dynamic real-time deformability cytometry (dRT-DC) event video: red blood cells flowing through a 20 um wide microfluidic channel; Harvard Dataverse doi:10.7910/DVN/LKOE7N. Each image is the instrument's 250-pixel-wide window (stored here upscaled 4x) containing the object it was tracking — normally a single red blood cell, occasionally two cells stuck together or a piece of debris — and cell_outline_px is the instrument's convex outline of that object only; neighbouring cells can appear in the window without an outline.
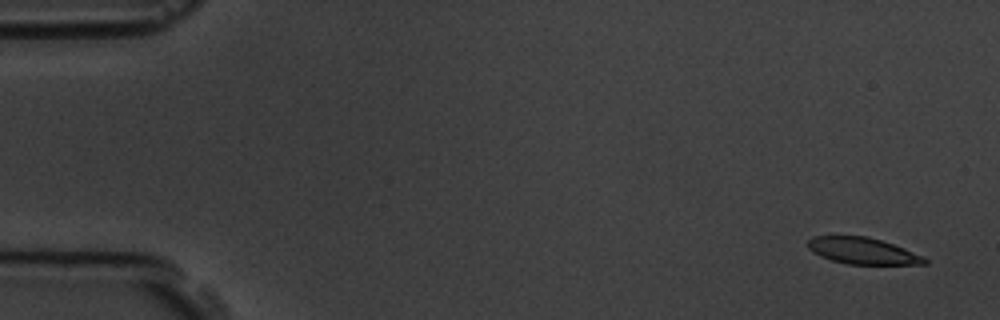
{"species": "common noctule bat (a hibernating species)", "species_latin": "Nyctalus noctula", "temperature_condition": "room temperature", "stored_images_in_passage": 6, "segment_of_instrument_passage": [1, 2], "camera_frame_rate_fps": 3000, "um_per_image_px": 0.085, "animal": {"sex": "male", "body_mass_g": 19.5, "forearm_length_mm": 54.6}, "frame": {"image": 1, "passage_image": 1, "time_ms": 0.0, "image_size_px": [1000, 320], "cell_outline_px": [[928, 264], [848, 264], [832, 260], [820, 256], [812, 252], [808, 248], [808, 240], [812, 236], [868, 236], [904, 248], [924, 256], [928, 260]], "centroid_in_image_um": [73.32, 21.32], "position_along_channel_um": 11.7, "area_um2": 17.98}}
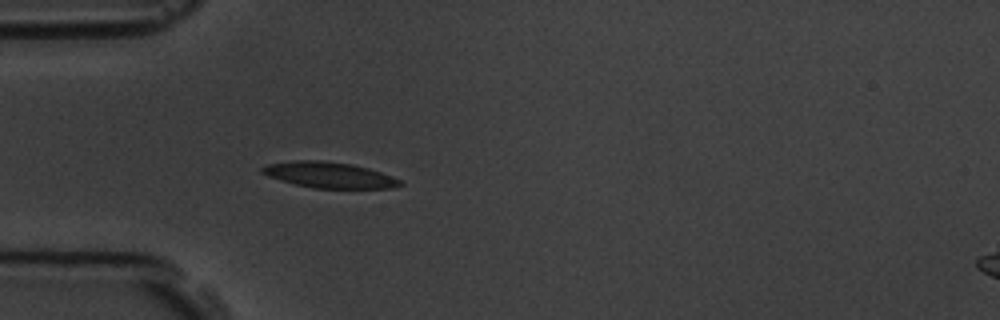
{"frame": {"image": 2, "passage_image": 5, "time_ms": 4.667, "image_size_px": [1000, 320], "cell_outline_px": [[404, 184], [392, 188], [312, 188], [280, 180], [268, 176], [260, 172], [260, 168], [268, 164], [292, 160], [324, 160], [352, 164], [368, 168], [380, 172], [400, 180]], "centroid_in_image_um": [27.95, 14.86], "position_along_channel_um": 57.1, "area_um2": 20.75}}